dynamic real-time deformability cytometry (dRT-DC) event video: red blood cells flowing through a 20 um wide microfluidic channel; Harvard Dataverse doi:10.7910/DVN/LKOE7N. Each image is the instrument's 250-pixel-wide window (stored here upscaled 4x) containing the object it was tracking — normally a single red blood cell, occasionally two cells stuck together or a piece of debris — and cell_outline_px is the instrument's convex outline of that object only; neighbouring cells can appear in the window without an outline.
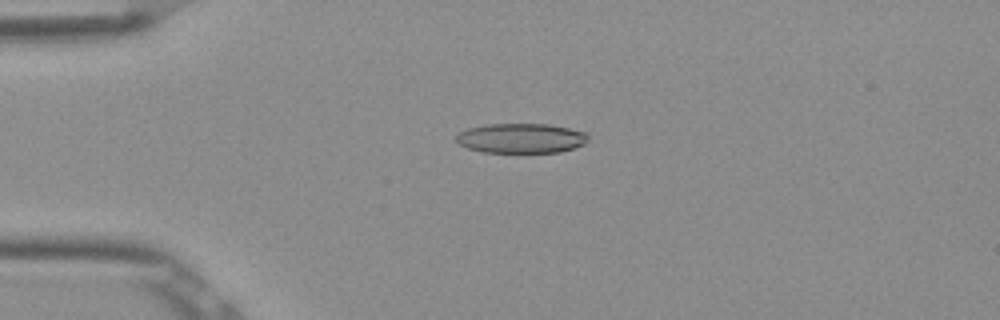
{"species": "Egyptian fruit bat (a non-hibernating species)", "species_latin": "Rousettus aegyptiacus", "temperature_condition": "room temperature", "stored_images_in_passage": 8, "camera_frame_rate_fps": 3000, "um_per_image_px": 0.085, "frame": {"image": 1, "passage_image": 4, "time_ms": 1.0, "image_size_px": [1000, 320], "cell_outline_px": [[588, 140], [584, 144], [560, 152], [484, 152], [468, 148], [456, 144], [456, 136], [460, 132], [468, 128], [488, 124], [548, 124], [588, 132]], "centroid_in_image_um": [44.29, 11.75], "position_along_channel_um": 40.7, "area_um2": 22.89}}
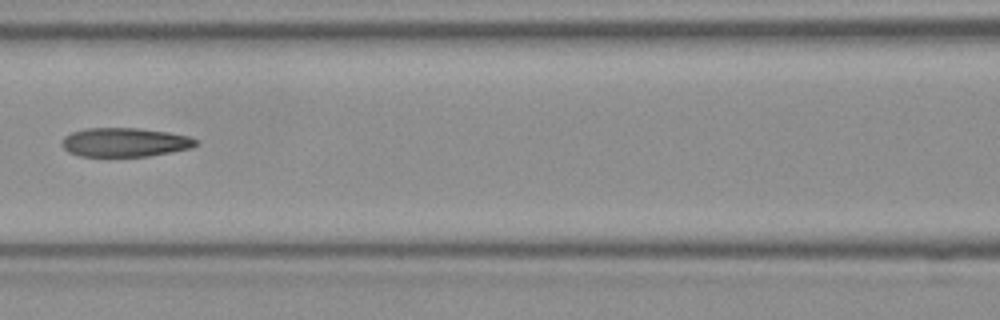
{"frame": {"image": 2, "passage_image": 7, "time_ms": 2.0, "image_size_px": [1000, 320], "cell_outline_px": [[196, 144], [192, 148], [172, 152], [148, 156], [80, 156], [68, 152], [60, 144], [60, 140], [64, 136], [72, 132], [84, 128], [140, 128], [168, 132], [188, 136], [196, 140]], "centroid_in_image_um": [10.56, 12.09], "position_along_channel_um": 156.0, "area_um2": 22.72}}
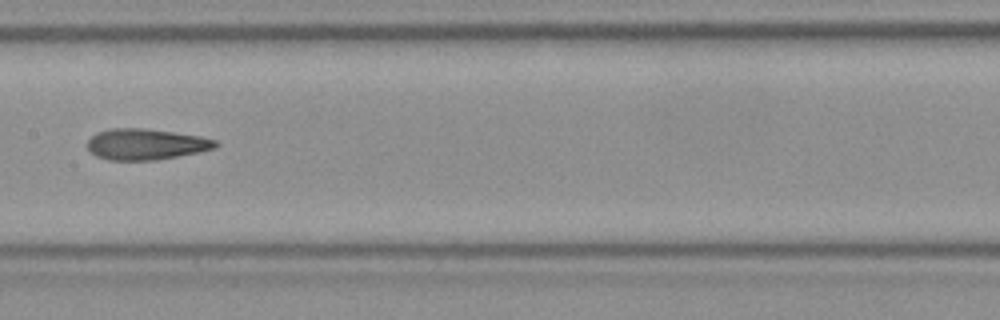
{"frame": {"image": 3, "passage_image": 8, "time_ms": 2.333, "image_size_px": [1000, 320], "cell_outline_px": [[220, 144], [216, 148], [156, 160], [108, 160], [96, 156], [88, 148], [88, 140], [96, 132], [112, 128], [144, 128], [200, 136], [216, 140]], "centroid_in_image_um": [12.39, 12.25], "position_along_channel_um": 195.0, "area_um2": 23.0}}